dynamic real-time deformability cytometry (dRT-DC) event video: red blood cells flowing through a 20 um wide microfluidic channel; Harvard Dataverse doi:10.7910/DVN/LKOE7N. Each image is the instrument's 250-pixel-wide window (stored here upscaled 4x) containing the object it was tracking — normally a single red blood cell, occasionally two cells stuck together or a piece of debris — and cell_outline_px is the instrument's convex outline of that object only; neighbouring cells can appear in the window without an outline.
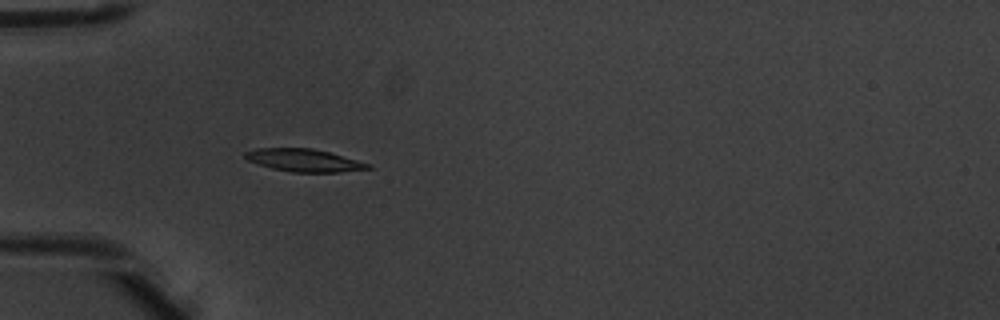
{"species": "common noctule bat (a hibernating species)", "species_latin": "Nyctalus noctula", "temperature_condition": "warm", "stored_images_in_passage": 5, "camera_frame_rate_fps": 3000, "um_per_image_px": 0.085, "animal": {"sex": "male", "body_mass_g": 20.1, "forearm_length_mm": 53.5}, "frame": {"image": 1, "passage_image": 5, "time_ms": 1.333, "image_size_px": [1000, 320], "cell_outline_px": [[372, 168], [340, 172], [292, 172], [272, 168], [248, 160], [244, 156], [244, 152], [256, 148], [312, 148], [328, 152], [372, 164]], "centroid_in_image_um": [25.85, 13.62], "position_along_channel_um": 59.1, "area_um2": 16.07}}